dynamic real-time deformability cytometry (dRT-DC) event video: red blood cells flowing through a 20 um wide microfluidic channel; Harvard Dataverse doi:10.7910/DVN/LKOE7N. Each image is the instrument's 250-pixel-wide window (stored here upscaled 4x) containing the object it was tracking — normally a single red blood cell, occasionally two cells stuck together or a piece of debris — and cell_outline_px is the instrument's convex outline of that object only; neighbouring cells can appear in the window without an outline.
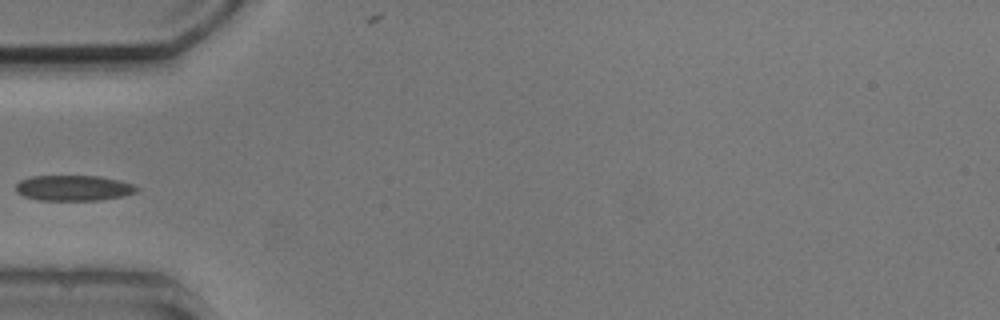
{"species": "common noctule bat (a hibernating species)", "species_latin": "Nyctalus noctula", "temperature_condition": "cold", "stored_images_in_passage": 4, "camera_frame_rate_fps": 3000, "um_per_image_px": 0.085, "animal": {"sex": "male", "body_mass_g": 20.5, "forearm_length_mm": 52.5}, "frame": {"image": 1, "passage_image": 4, "time_ms": 4.333, "image_size_px": [1000, 320], "cell_outline_px": [[140, 188], [136, 192], [124, 196], [100, 200], [40, 200], [24, 196], [16, 192], [16, 184], [20, 180], [32, 176], [100, 176], [120, 180], [132, 184]], "centroid_in_image_um": [6.27, 15.98], "position_along_channel_um": 78.7, "area_um2": 18.03}}